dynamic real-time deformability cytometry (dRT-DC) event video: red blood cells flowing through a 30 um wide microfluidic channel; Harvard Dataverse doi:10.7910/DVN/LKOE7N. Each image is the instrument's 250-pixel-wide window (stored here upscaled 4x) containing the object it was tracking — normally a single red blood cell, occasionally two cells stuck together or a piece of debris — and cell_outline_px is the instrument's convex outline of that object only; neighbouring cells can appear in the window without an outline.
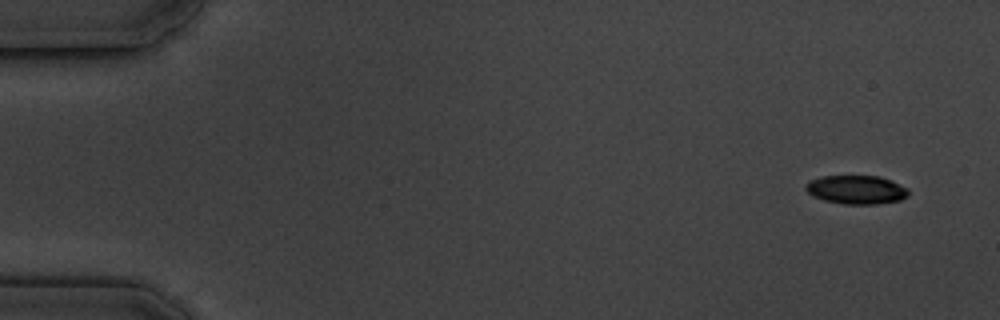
{"species": "common noctule bat (a hibernating species)", "species_latin": "Nyctalus noctula", "temperature_condition": "cold", "stored_images_in_passage": 5, "camera_frame_rate_fps": 3000, "um_per_image_px": 0.085, "animal": {"sex": "male", "body_mass_g": 19.5, "forearm_length_mm": 54.6}, "frame": {"image": 1, "passage_image": 1, "time_ms": 0.0, "image_size_px": [1000, 320], "cell_outline_px": [[908, 196], [900, 200], [876, 204], [844, 204], [824, 200], [812, 196], [804, 188], [804, 184], [820, 176], [880, 176], [892, 180], [908, 188]], "centroid_in_image_um": [72.79, 16.12], "position_along_channel_um": 12.2, "area_um2": 17.28}}
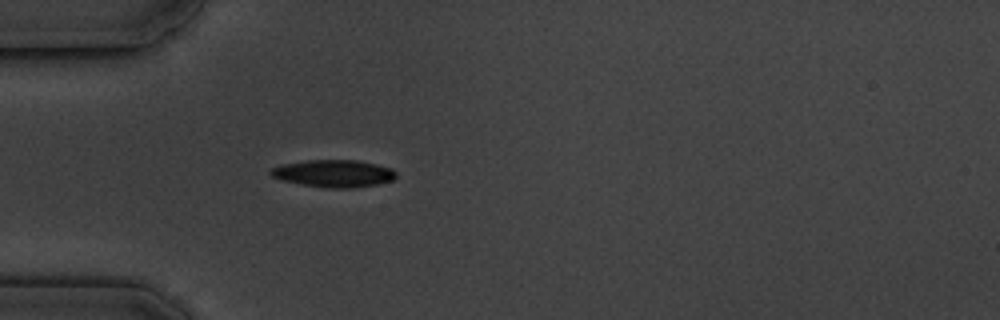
{"frame": {"image": 2, "passage_image": 5, "time_ms": 4.667, "image_size_px": [1000, 320], "cell_outline_px": [[396, 176], [392, 180], [380, 184], [352, 188], [328, 188], [300, 184], [284, 180], [272, 176], [268, 172], [272, 168], [280, 164], [308, 160], [356, 160], [376, 164], [392, 168], [396, 172]], "centroid_in_image_um": [28.38, 14.74], "position_along_channel_um": 56.6, "area_um2": 20.0}}